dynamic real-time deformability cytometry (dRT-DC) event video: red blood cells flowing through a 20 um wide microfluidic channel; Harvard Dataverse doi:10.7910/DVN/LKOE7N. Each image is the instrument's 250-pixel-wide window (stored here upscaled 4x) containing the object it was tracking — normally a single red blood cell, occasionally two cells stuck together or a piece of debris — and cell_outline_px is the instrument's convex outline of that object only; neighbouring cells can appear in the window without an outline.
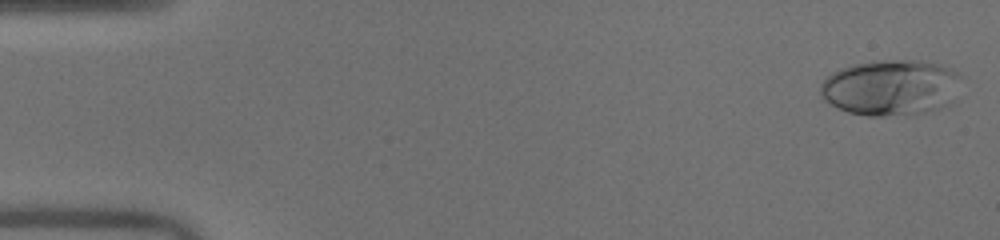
{"species": "human", "species_latin": "Homo sapiens", "temperature_condition": "warm", "stored_images_in_passage": 51, "camera_frame_rate_fps": 3000, "um_per_image_px": 0.085, "donor": {"sex": "male"}, "frame": {"image": 1, "passage_image": 2, "time_ms": 0.333, "image_size_px": [1000, 240], "cell_outline_px": [[964, 76], [956, 100], [948, 108], [912, 116], [868, 116], [848, 112], [824, 100], [820, 96], [820, 84], [832, 72], [840, 68], [852, 64], [876, 60], [920, 60], [940, 64], [952, 68], [960, 72]], "centroid_in_image_um": [75.85, 7.46], "position_along_channel_um": 9.2, "area_um2": 47.57}}
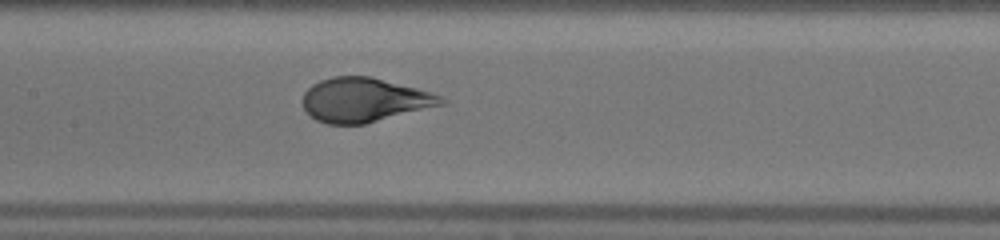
{"frame": {"image": 2, "passage_image": 25, "time_ms": 8.0, "image_size_px": [1000, 240], "cell_outline_px": [[448, 104], [364, 124], [328, 124], [316, 120], [304, 108], [304, 92], [312, 84], [320, 80], [332, 76], [372, 76], [432, 92], [448, 100]], "centroid_in_image_um": [31.02, 8.49], "position_along_channel_um": 176.4, "area_um2": 35.84}}
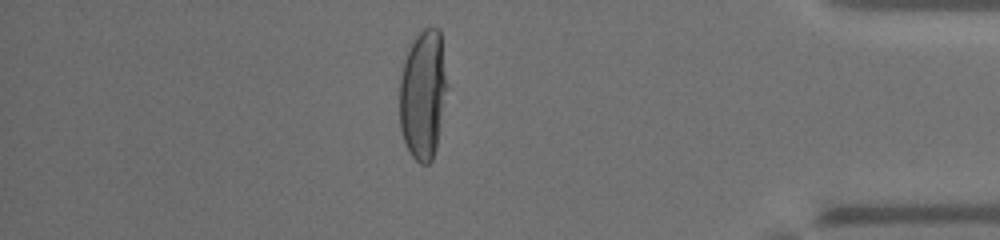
{"frame": {"image": 3, "passage_image": 44, "time_ms": 14.333, "image_size_px": [1000, 240], "cell_outline_px": [[444, 88], [436, 148], [432, 160], [428, 164], [420, 164], [412, 156], [404, 140], [400, 128], [400, 80], [404, 60], [408, 44], [424, 28], [440, 28], [444, 76]], "centroid_in_image_um": [35.89, 8.01], "position_along_channel_um": 399.3, "area_um2": 34.68}, "authors_computed_cell_mechanics": {"area_um2": 37.7434, "velocity_mm_per_s": 4.0742, "shape_relaxation_time_tau1_ms": 4.0351, "shape_relaxation_time_tau2_ms": null, "deformation_change_tau1": 0.2455, "deformation_change_tau2": null}}